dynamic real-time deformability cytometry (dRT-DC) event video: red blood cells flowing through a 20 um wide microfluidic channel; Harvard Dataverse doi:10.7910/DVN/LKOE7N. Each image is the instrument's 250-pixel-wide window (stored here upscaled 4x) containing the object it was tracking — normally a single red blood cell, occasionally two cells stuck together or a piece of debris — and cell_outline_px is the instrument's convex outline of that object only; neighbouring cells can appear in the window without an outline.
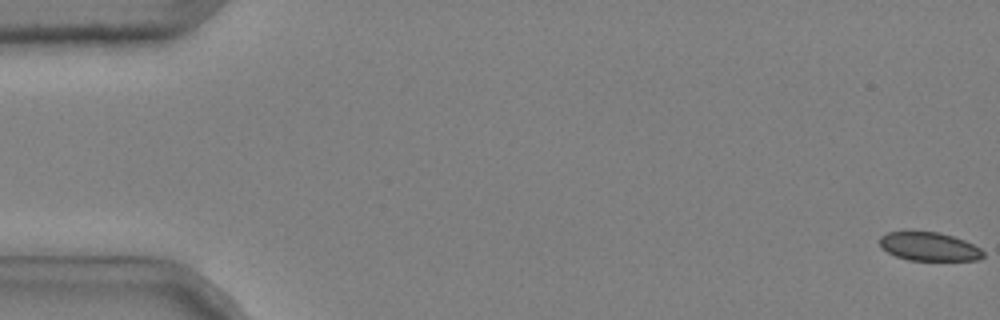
{"species": "common noctule bat (a hibernating species)", "species_latin": "Nyctalus noctula", "temperature_condition": "cold", "stored_images_in_passage": 53, "camera_frame_rate_fps": 3000, "um_per_image_px": 0.085, "animal": {"sex": "male", "body_mass_g": 20.4}, "frame": {"image": 1, "passage_image": 1, "time_ms": 0.0, "image_size_px": [1000, 320], "cell_outline_px": [[984, 256], [980, 260], [908, 260], [896, 256], [880, 248], [880, 236], [888, 232], [908, 228], [940, 232], [964, 240], [980, 248], [984, 252]], "centroid_in_image_um": [78.92, 20.91], "position_along_channel_um": 6.1, "area_um2": 17.92}}
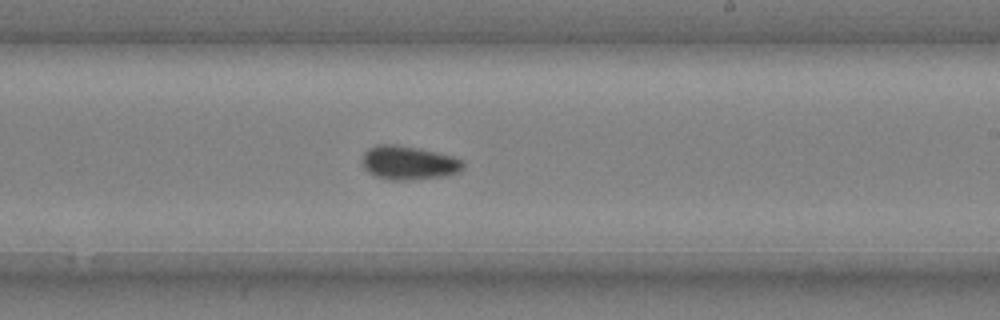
{"frame": {"image": 2, "passage_image": 33, "time_ms": 10.667, "image_size_px": [1000, 320], "cell_outline_px": [[464, 168], [460, 172], [444, 176], [412, 180], [392, 180], [376, 176], [368, 172], [364, 168], [364, 152], [368, 148], [376, 144], [396, 144], [436, 152], [452, 156], [464, 160]], "centroid_in_image_um": [34.77, 13.84], "position_along_channel_um": 254.2, "area_um2": 19.88}}
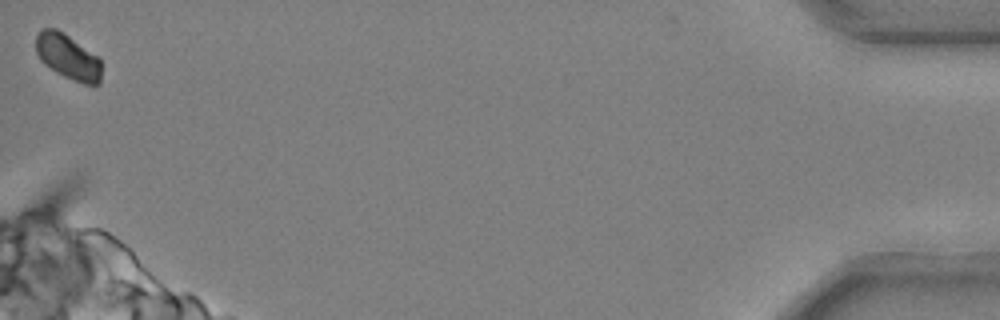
{"frame": {"image": 3, "passage_image": 53, "time_ms": 17.333, "image_size_px": [1000, 320], "cell_outline_px": [[100, 84], [84, 84], [72, 80], [56, 72], [44, 64], [40, 60], [36, 52], [36, 36], [44, 28], [56, 28], [64, 32], [100, 56]], "centroid_in_image_um": [5.78, 4.81], "position_along_channel_um": 429.4, "area_um2": 17.46}, "authors_computed_cell_mechanics": {"area_um2": 19.0162, "velocity_mm_per_s": 3.679, "shape_relaxation_time_tau1_ms": null, "shape_relaxation_time_tau2_ms": 6.498, "deformation_change_tau1": null, "deformation_change_tau2": 0.05}}